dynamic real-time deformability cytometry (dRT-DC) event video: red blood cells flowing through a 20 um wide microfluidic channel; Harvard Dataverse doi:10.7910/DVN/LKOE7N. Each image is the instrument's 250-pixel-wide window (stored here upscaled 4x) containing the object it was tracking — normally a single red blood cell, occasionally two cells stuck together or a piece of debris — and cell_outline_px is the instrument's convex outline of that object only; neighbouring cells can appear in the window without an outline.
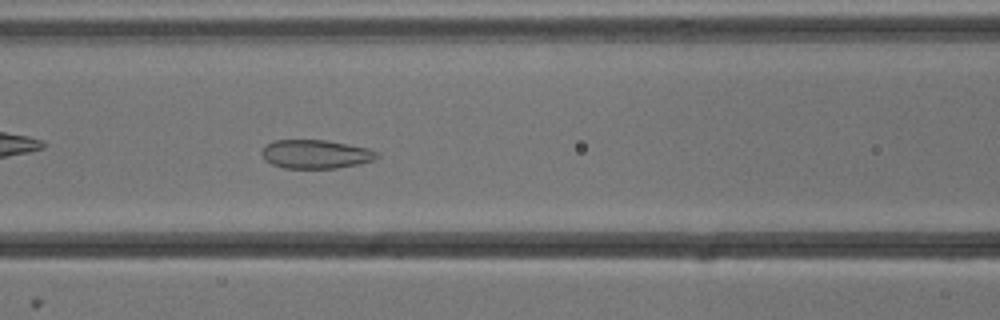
{"species": "common noctule bat (a hibernating species)", "species_latin": "Nyctalus noctula", "temperature_condition": "cold", "stored_images_in_passage": 40, "camera_frame_rate_fps": 3000, "um_per_image_px": 0.085, "animal": {"sex": "male", "body_mass_g": 13.3}, "frame": {"image": 1, "passage_image": 9, "time_ms": 2.667, "image_size_px": [1000, 320], "cell_outline_px": [[380, 156], [376, 160], [360, 164], [336, 168], [284, 168], [272, 164], [264, 160], [260, 152], [264, 144], [272, 140], [324, 140], [368, 148], [380, 152]], "centroid_in_image_um": [26.83, 13.1], "position_along_channel_um": 139.8, "area_um2": 19.59}}
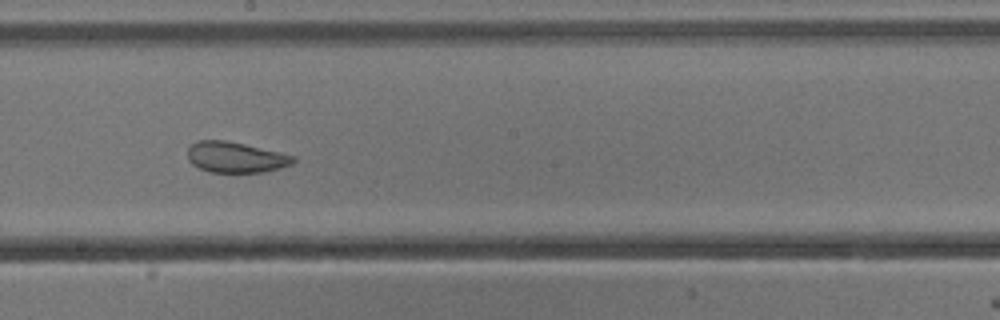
{"frame": {"image": 2, "passage_image": 16, "time_ms": 5.0, "image_size_px": [1000, 320], "cell_outline_px": [[296, 160], [292, 164], [280, 168], [264, 172], [208, 172], [192, 164], [188, 160], [188, 148], [196, 140], [224, 140], [244, 144], [280, 152], [296, 156]], "centroid_in_image_um": [20.03, 13.37], "position_along_channel_um": 228.2, "area_um2": 18.96}}
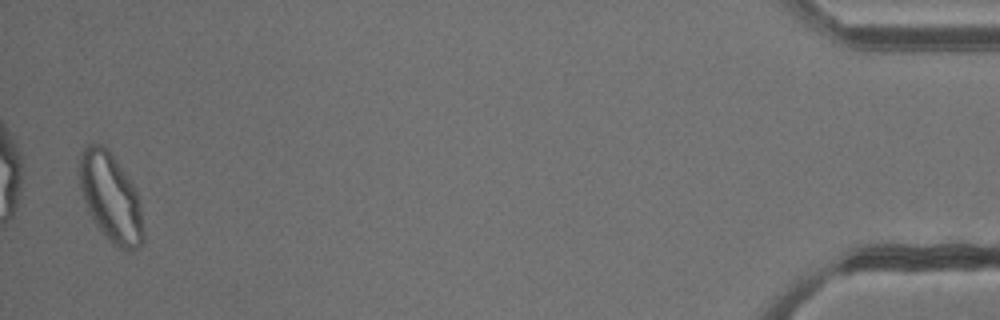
{"frame": {"image": 3, "passage_image": 39, "time_ms": 12.667, "image_size_px": [1000, 320], "cell_outline_px": [[144, 240], [140, 248], [132, 252], [120, 248], [112, 244], [108, 240], [96, 224], [88, 212], [80, 188], [80, 152], [88, 144], [104, 144], [108, 148], [132, 184], [140, 200], [144, 236]], "centroid_in_image_um": [9.43, 16.82], "position_along_channel_um": 425.8, "area_um2": 33.06}, "authors_computed_cell_mechanics": {"area_um2": 22.0507, "velocity_mm_per_s": 3.7934, "shape_relaxation_time_tau1_ms": null, "shape_relaxation_time_tau2_ms": 1.0192, "deformation_change_tau1": null, "deformation_change_tau2": 0.0703}}